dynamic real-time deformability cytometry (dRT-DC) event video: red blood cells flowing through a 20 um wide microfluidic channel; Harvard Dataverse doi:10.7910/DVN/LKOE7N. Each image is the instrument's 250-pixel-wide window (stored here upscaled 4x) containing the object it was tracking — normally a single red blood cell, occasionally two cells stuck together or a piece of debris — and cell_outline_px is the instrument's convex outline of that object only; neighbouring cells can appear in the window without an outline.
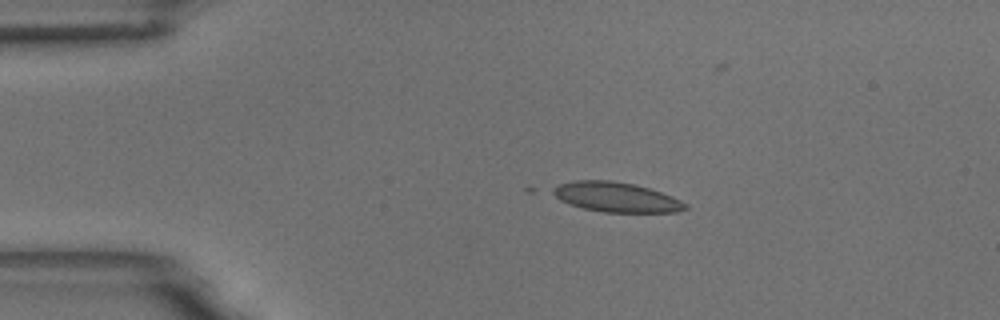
{"species": "common noctule bat (a hibernating species)", "species_latin": "Nyctalus noctula", "temperature_condition": "room temperature", "stored_images_in_passage": 12, "camera_frame_rate_fps": 3000, "um_per_image_px": 0.085, "animal": {"sex": "male", "body_mass_g": 18.8}, "frame": {"image": 1, "passage_image": 10, "time_ms": 3.0, "image_size_px": [1000, 320], "cell_outline_px": [[688, 208], [676, 212], [604, 212], [584, 208], [568, 204], [560, 200], [548, 192], [552, 188], [560, 184], [576, 180], [612, 180], [632, 184], [648, 188], [672, 196], [688, 204]], "centroid_in_image_um": [52.34, 16.75], "position_along_channel_um": 32.7, "area_um2": 23.0}}